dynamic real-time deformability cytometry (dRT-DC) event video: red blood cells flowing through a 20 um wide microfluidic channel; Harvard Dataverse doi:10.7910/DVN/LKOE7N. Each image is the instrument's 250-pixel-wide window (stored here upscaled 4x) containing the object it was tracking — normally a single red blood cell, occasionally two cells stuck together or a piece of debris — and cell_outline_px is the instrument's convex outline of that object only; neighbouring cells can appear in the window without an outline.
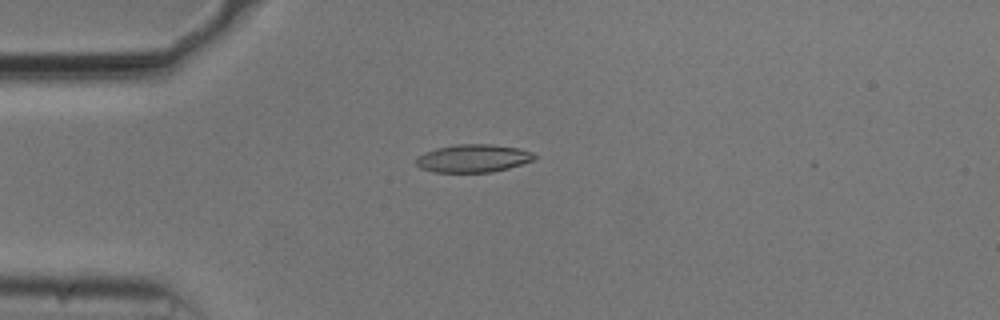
{"species": "common noctule bat (a hibernating species)", "species_latin": "Nyctalus noctula", "temperature_condition": "cold", "stored_images_in_passage": 8, "camera_frame_rate_fps": 3000, "um_per_image_px": 0.085, "animal": {"sex": "male", "body_mass_g": 20.5, "forearm_length_mm": 52.5}, "frame": {"image": 1, "passage_image": 1, "time_ms": 0.0, "image_size_px": [1000, 320], "cell_outline_px": [[536, 156], [532, 160], [508, 168], [492, 172], [432, 172], [420, 168], [416, 164], [416, 160], [424, 152], [436, 148], [456, 144], [488, 144], [520, 148], [532, 152]], "centroid_in_image_um": [40.19, 13.45], "position_along_channel_um": 44.8, "area_um2": 19.13}}
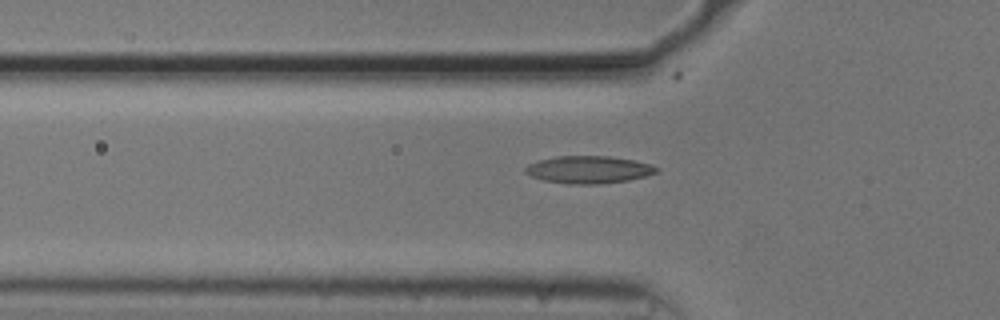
{"frame": {"image": 2, "passage_image": 5, "time_ms": 1.333, "image_size_px": [1000, 320], "cell_outline_px": [[660, 168], [656, 172], [644, 176], [628, 180], [596, 184], [568, 184], [544, 180], [532, 176], [524, 172], [524, 168], [528, 164], [540, 160], [556, 156], [608, 156], [632, 160], [652, 164]], "centroid_in_image_um": [50.02, 14.41], "position_along_channel_um": 75.8, "area_um2": 20.81}}